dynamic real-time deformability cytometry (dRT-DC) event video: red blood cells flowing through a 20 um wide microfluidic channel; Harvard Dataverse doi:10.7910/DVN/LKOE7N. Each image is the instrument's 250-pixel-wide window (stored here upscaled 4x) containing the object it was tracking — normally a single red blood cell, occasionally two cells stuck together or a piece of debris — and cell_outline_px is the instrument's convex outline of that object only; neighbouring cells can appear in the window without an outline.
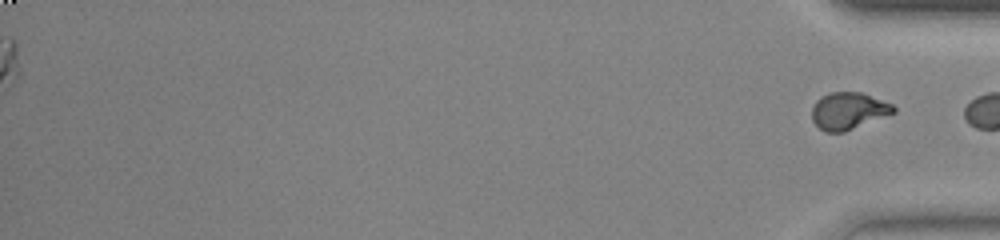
{"species": "common noctule bat (a hibernating species)", "species_latin": "Nyctalus noctula", "temperature_condition": "warm", "stored_images_in_passage": 49, "segment_of_instrument_passage": [2, 2], "camera_frame_rate_fps": 3000, "um_per_image_px": 0.085, "animal": {"sex": "female", "body_mass_g": 23.0, "forearm_length_mm": 53.4}, "frame": {"image": 1, "passage_image": 49, "time_ms": 16.0, "image_size_px": [1000, 240], "cell_outline_px": [[896, 112], [844, 132], [824, 132], [812, 120], [812, 108], [816, 100], [820, 96], [832, 92], [860, 92], [892, 104], [896, 108]], "centroid_in_image_um": [72.1, 9.42], "position_along_channel_um": 363.1, "area_um2": 17.51}}